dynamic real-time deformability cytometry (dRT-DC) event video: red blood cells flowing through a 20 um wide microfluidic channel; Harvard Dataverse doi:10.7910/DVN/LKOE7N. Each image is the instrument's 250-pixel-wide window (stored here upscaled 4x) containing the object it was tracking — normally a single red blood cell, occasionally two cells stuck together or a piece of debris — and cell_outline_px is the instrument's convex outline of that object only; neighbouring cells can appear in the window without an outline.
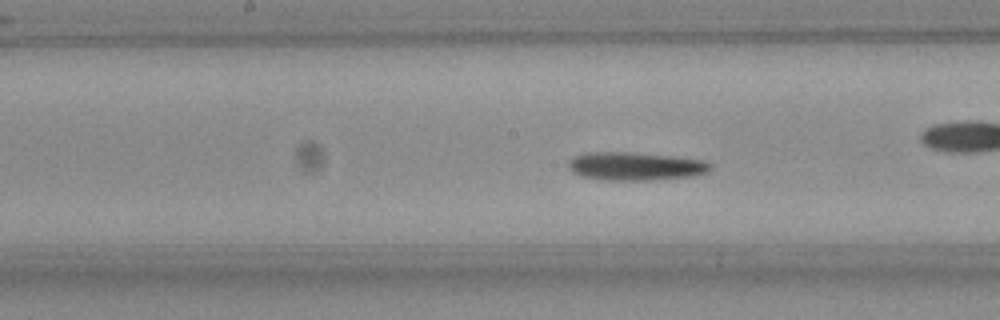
{"species": "Egyptian fruit bat (a non-hibernating species)", "species_latin": "Rousettus aegyptiacus", "temperature_condition": "room temperature", "stored_images_in_passage": 50, "camera_frame_rate_fps": 3000, "um_per_image_px": 0.085, "frame": {"image": 1, "passage_image": 22, "time_ms": 7.0, "image_size_px": [1000, 320], "cell_outline_px": [[712, 168], [708, 172], [692, 176], [648, 180], [604, 180], [580, 176], [572, 172], [568, 168], [568, 160], [576, 156], [588, 152], [624, 152], [672, 156], [704, 160], [712, 164]], "centroid_in_image_um": [54.0, 14.13], "position_along_channel_um": 194.2, "area_um2": 23.35}, "authors_computed_cell_mechanics": {"area_um2": 21.964, "velocity_mm_per_s": 3.6955, "shape_relaxation_time_tau1_ms": 4.4205, "shape_relaxation_time_tau2_ms": null, "deformation_change_tau1": 0.1953, "deformation_change_tau2": null}}